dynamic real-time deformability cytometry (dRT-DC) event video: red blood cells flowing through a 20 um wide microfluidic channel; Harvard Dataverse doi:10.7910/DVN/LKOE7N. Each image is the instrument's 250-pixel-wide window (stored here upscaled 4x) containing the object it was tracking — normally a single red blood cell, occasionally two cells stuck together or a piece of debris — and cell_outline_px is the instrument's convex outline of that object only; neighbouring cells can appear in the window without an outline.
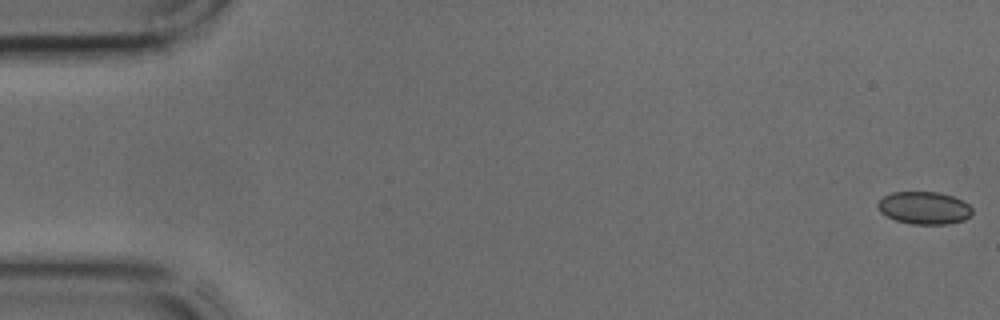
{"species": "common noctule bat (a hibernating species)", "species_latin": "Nyctalus noctula", "temperature_condition": "cold", "stored_images_in_passage": 44, "camera_frame_rate_fps": 3000, "um_per_image_px": 0.085, "animal": {"sex": "male", "body_mass_g": 17.9, "forearm_length_mm": 54.2}, "frame": {"image": 1, "passage_image": 1, "time_ms": 0.0, "image_size_px": [1000, 320], "cell_outline_px": [[972, 212], [964, 220], [948, 224], [912, 224], [896, 220], [880, 212], [876, 204], [884, 196], [892, 192], [940, 192], [964, 200], [972, 208]], "centroid_in_image_um": [78.56, 17.66], "position_along_channel_um": 6.4, "area_um2": 17.92}}
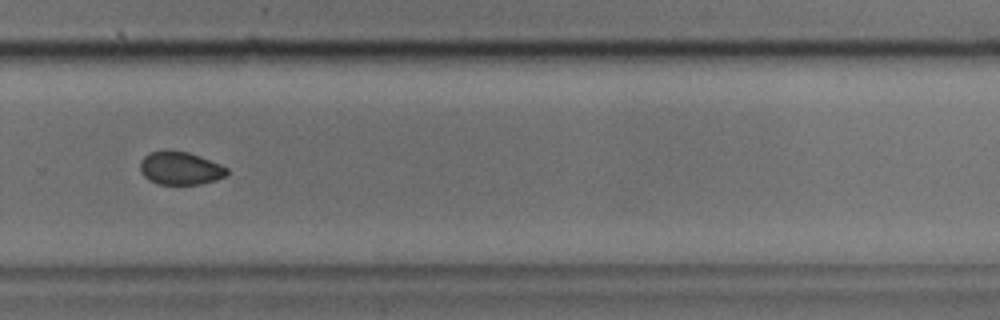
{"frame": {"image": 2, "passage_image": 30, "time_ms": 9.667, "image_size_px": [1000, 320], "cell_outline_px": [[228, 172], [224, 176], [216, 180], [200, 184], [156, 184], [148, 180], [140, 172], [140, 160], [144, 156], [152, 152], [168, 148], [188, 152], [200, 156], [220, 164], [228, 168]], "centroid_in_image_um": [15.29, 14.28], "position_along_channel_um": 314.5, "area_um2": 16.99}}
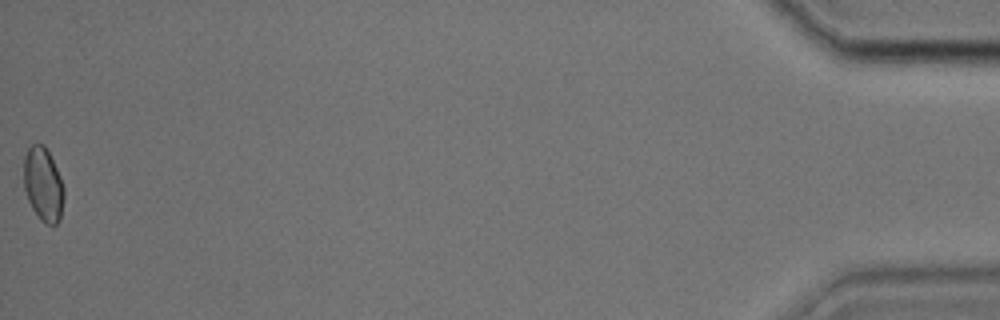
{"frame": {"image": 3, "passage_image": 44, "time_ms": 14.333, "image_size_px": [1000, 320], "cell_outline_px": [[64, 196], [60, 220], [56, 224], [48, 224], [40, 220], [32, 208], [28, 200], [24, 188], [24, 156], [28, 148], [32, 144], [44, 144], [60, 176], [64, 188]], "centroid_in_image_um": [3.67, 15.68], "position_along_channel_um": 431.5, "area_um2": 17.22}}